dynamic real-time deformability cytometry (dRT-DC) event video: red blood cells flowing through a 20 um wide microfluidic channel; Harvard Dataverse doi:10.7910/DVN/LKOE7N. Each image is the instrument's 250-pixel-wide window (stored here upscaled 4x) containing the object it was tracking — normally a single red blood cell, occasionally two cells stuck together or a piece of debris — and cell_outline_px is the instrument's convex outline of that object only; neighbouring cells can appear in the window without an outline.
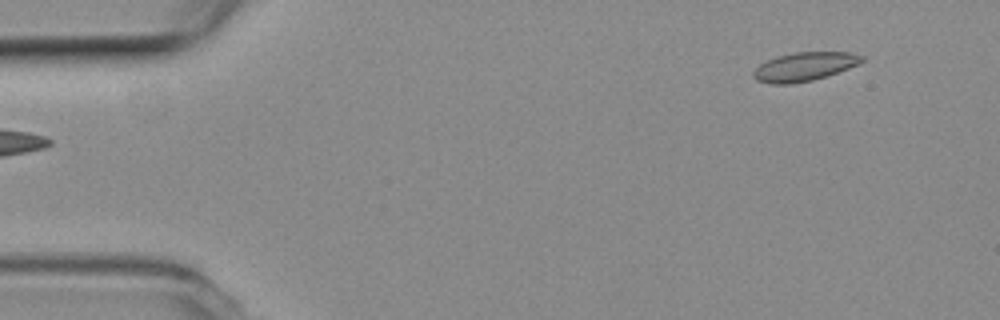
{"species": "common noctule bat (a hibernating species)", "species_latin": "Nyctalus noctula", "temperature_condition": "room temperature", "stored_images_in_passage": 50, "camera_frame_rate_fps": 3000, "um_per_image_px": 0.085, "animal": {"sex": "female", "body_mass_g": 19.3, "forearm_length_mm": 54.1}, "frame": {"image": 1, "passage_image": 1, "time_ms": 0.0, "image_size_px": [1000, 320], "cell_outline_px": [[864, 60], [848, 68], [812, 80], [788, 84], [772, 84], [756, 80], [752, 76], [752, 72], [760, 64], [776, 56], [796, 52], [852, 52], [864, 56]], "centroid_in_image_um": [68.34, 5.65], "position_along_channel_um": 16.7, "area_um2": 17.92}}
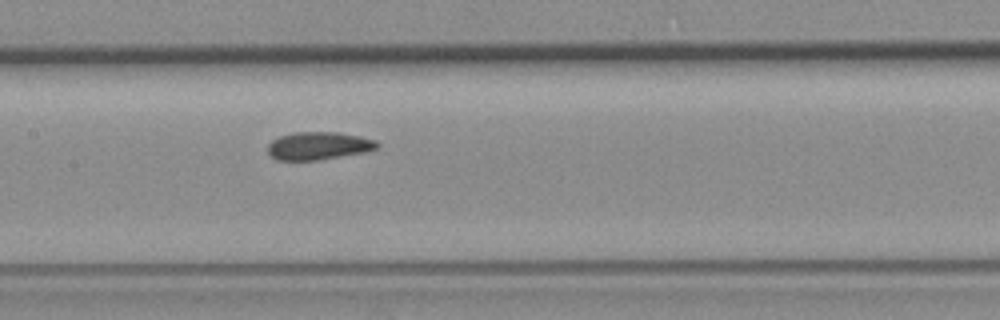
{"frame": {"image": 2, "passage_image": 22, "time_ms": 7.0, "image_size_px": [1000, 320], "cell_outline_px": [[380, 144], [376, 148], [364, 152], [320, 160], [276, 160], [268, 152], [268, 144], [272, 140], [280, 136], [292, 132], [340, 132], [360, 136], [376, 140]], "centroid_in_image_um": [27.07, 12.38], "position_along_channel_um": 180.3, "area_um2": 17.8}}
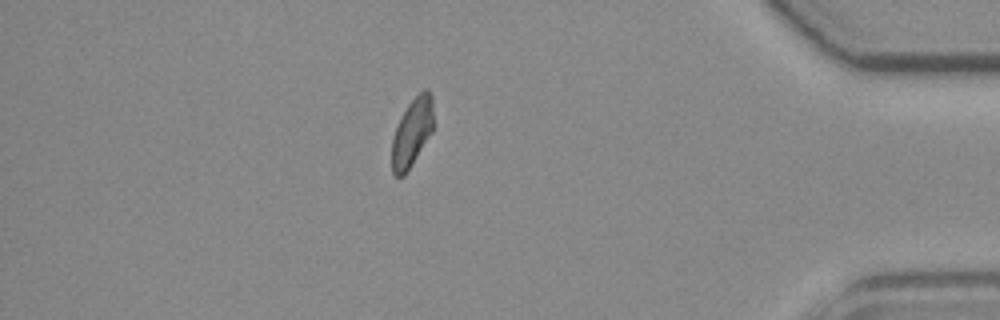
{"frame": {"image": 3, "passage_image": 43, "time_ms": 14.0, "image_size_px": [1000, 320], "cell_outline_px": [[432, 132], [412, 164], [404, 176], [396, 176], [392, 172], [392, 140], [396, 128], [408, 104], [424, 88], [428, 88], [432, 96]], "centroid_in_image_um": [35.02, 11.26], "position_along_channel_um": 400.2, "area_um2": 16.18}, "authors_computed_cell_mechanics": {"area_um2": 17.6868, "velocity_mm_per_s": 3.7651, "shape_relaxation_time_tau1_ms": null, "shape_relaxation_time_tau2_ms": 2.1148, "deformation_change_tau1": null, "deformation_change_tau2": 0.0695}}